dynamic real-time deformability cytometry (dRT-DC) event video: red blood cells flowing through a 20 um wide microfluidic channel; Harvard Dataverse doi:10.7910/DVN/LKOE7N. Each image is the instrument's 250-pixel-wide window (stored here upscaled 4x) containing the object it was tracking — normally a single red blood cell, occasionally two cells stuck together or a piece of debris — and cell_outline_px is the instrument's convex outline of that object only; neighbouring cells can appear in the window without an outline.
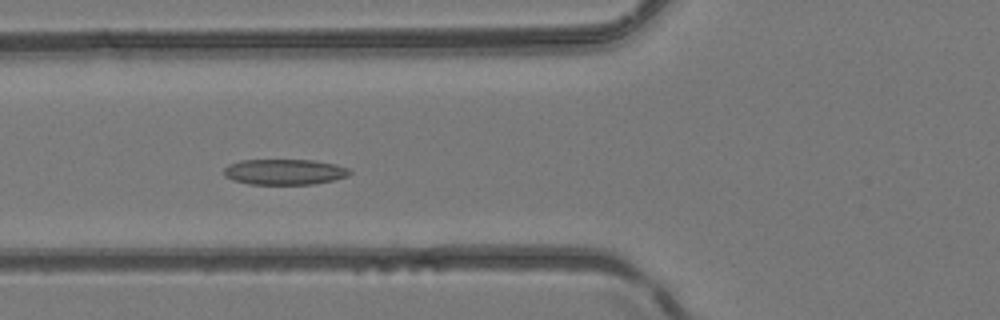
{"species": "common noctule bat (a hibernating species)", "species_latin": "Nyctalus noctula", "temperature_condition": "room temperature", "stored_images_in_passage": 4, "camera_frame_rate_fps": 3000, "um_per_image_px": 0.085, "animal": {"sex": "female", "body_mass_g": 24.6, "forearm_length_mm": 56.2}, "frame": {"image": 1, "passage_image": 4, "time_ms": 1.0, "image_size_px": [1000, 320], "cell_outline_px": [[352, 172], [348, 176], [332, 180], [312, 184], [248, 184], [232, 180], [224, 176], [224, 168], [228, 164], [240, 160], [312, 160], [336, 164], [348, 168]], "centroid_in_image_um": [24.15, 14.61], "position_along_channel_um": 101.6, "area_um2": 18.84}}